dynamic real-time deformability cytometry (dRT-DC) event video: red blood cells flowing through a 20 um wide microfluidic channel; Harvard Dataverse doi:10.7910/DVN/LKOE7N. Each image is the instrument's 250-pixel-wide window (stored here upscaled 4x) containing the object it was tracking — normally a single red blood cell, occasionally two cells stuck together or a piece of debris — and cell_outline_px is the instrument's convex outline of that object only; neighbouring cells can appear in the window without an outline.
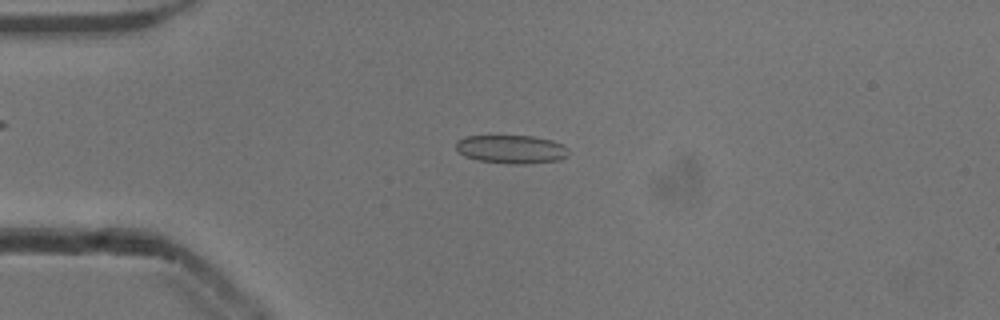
{"species": "common noctule bat (a hibernating species)", "species_latin": "Nyctalus noctula", "temperature_condition": "cold", "stored_images_in_passage": 51, "camera_frame_rate_fps": 3000, "um_per_image_px": 0.085, "animal": {"sex": "male", "body_mass_g": 13.3}, "frame": {"image": 1, "passage_image": 12, "time_ms": 3.667, "image_size_px": [1000, 320], "cell_outline_px": [[568, 156], [560, 160], [524, 164], [512, 164], [476, 160], [464, 156], [456, 148], [456, 140], [464, 136], [532, 136], [552, 140], [564, 144], [568, 148]], "centroid_in_image_um": [43.48, 12.68], "position_along_channel_um": 41.5, "area_um2": 18.84}}
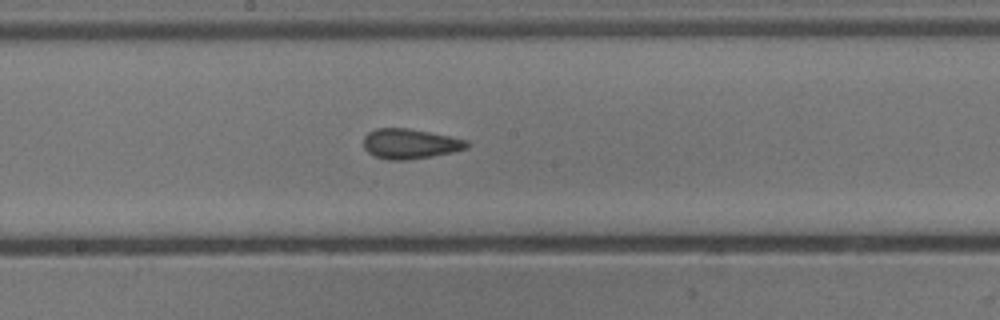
{"frame": {"image": 2, "passage_image": 27, "time_ms": 8.667, "image_size_px": [1000, 320], "cell_outline_px": [[468, 148], [452, 152], [432, 156], [404, 160], [388, 160], [376, 156], [368, 152], [364, 148], [364, 136], [368, 132], [376, 128], [408, 128], [468, 140]], "centroid_in_image_um": [34.83, 12.22], "position_along_channel_um": 213.4, "area_um2": 17.92}}
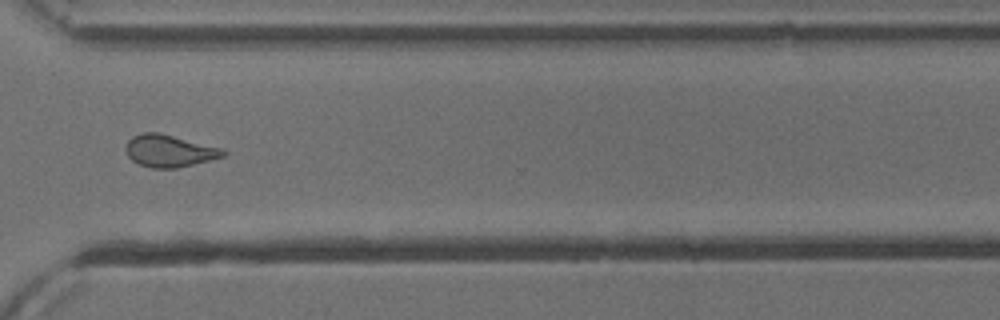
{"frame": {"image": 3, "passage_image": 38, "time_ms": 12.333, "image_size_px": [1000, 320], "cell_outline_px": [[228, 152], [224, 156], [176, 168], [152, 168], [140, 164], [132, 160], [128, 156], [124, 148], [128, 140], [132, 136], [144, 132], [160, 132], [224, 148]], "centroid_in_image_um": [14.39, 12.8], "position_along_channel_um": 356.2, "area_um2": 18.38}, "authors_computed_cell_mechanics": {"area_um2": 17.9758, "velocity_mm_per_s": 3.9072, "shape_relaxation_time_tau1_ms": 4.3037, "shape_relaxation_time_tau2_ms": 1.3695, "deformation_change_tau1": 0.123, "deformation_change_tau2": 0.0881}}